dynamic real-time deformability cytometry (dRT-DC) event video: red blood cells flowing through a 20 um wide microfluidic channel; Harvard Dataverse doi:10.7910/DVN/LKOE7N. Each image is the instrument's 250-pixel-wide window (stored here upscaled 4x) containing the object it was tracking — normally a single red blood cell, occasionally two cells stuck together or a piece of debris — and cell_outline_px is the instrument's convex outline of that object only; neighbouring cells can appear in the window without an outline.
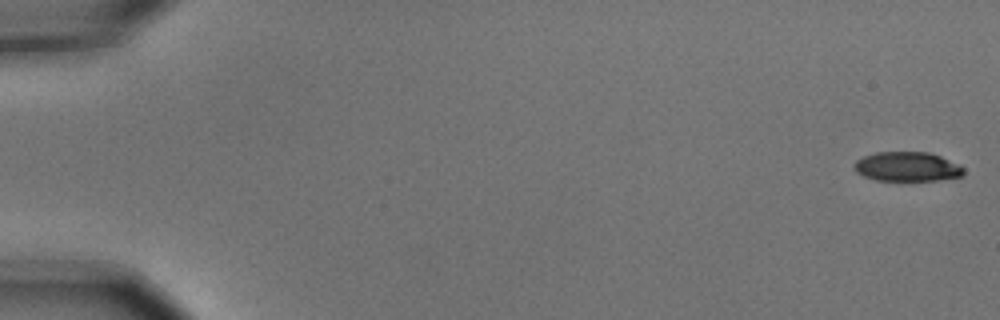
{"species": "common noctule bat (a hibernating species)", "species_latin": "Nyctalus noctula", "temperature_condition": "cold", "stored_images_in_passage": 4, "camera_frame_rate_fps": 3000, "um_per_image_px": 0.085, "animal": {"sex": "male", "body_mass_g": 15.6}, "frame": {"image": 1, "passage_image": 1, "time_ms": 0.0, "image_size_px": [1000, 320], "cell_outline_px": [[964, 176], [940, 180], [876, 180], [864, 176], [856, 172], [856, 160], [864, 156], [876, 152], [928, 152], [940, 156], [960, 164], [964, 168]], "centroid_in_image_um": [77.17, 14.16], "position_along_channel_um": 7.8, "area_um2": 18.73}}